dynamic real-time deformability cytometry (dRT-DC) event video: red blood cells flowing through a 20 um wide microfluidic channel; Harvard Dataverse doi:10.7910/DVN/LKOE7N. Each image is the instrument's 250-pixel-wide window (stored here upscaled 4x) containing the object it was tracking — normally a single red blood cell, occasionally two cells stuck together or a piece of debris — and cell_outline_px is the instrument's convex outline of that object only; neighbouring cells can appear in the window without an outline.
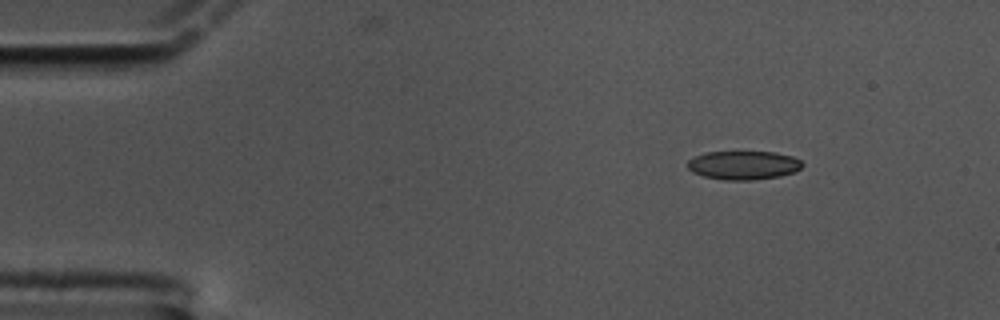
{"species": "common noctule bat (a hibernating species)", "species_latin": "Nyctalus noctula", "temperature_condition": "cold", "stored_images_in_passage": 53, "camera_frame_rate_fps": 3000, "um_per_image_px": 0.085, "animal": {"sex": "male", "body_mass_g": 17.5, "forearm_length_mm": 52.3}, "frame": {"image": 1, "passage_image": 1, "time_ms": 0.0, "image_size_px": [1000, 320], "cell_outline_px": [[804, 164], [800, 168], [792, 172], [780, 176], [752, 180], [724, 180], [704, 176], [692, 172], [688, 168], [688, 160], [696, 156], [708, 152], [776, 152], [792, 156], [800, 160]], "centroid_in_image_um": [63.2, 14.04], "position_along_channel_um": 21.8, "area_um2": 19.07}}
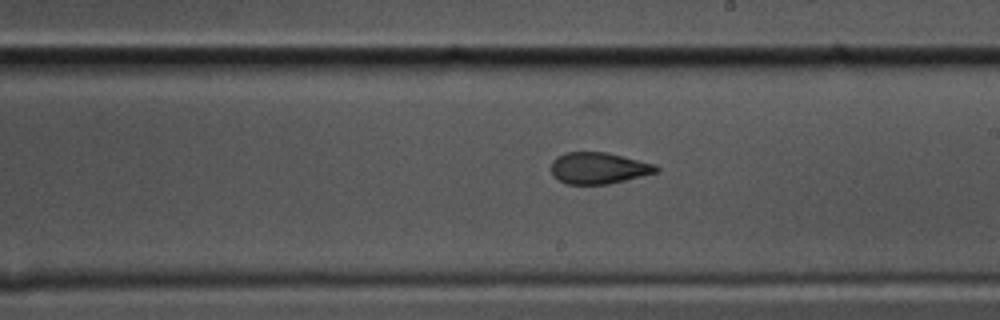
{"frame": {"image": 2, "passage_image": 27, "time_ms": 8.667, "image_size_px": [1000, 320], "cell_outline_px": [[660, 172], [608, 184], [568, 184], [560, 180], [552, 172], [552, 160], [556, 156], [564, 152], [608, 152], [656, 164], [660, 168]], "centroid_in_image_um": [50.93, 14.27], "position_along_channel_um": 238.1, "area_um2": 19.36}}
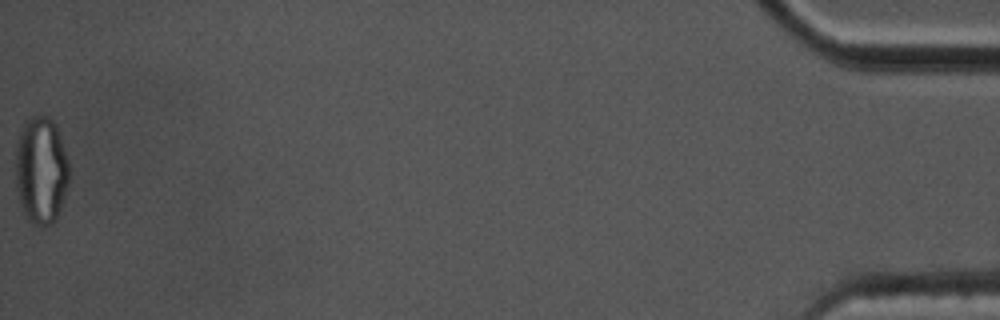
{"frame": {"image": 3, "passage_image": 53, "time_ms": 17.333, "image_size_px": [1000, 320], "cell_outline_px": [[68, 180], [60, 208], [56, 220], [52, 224], [44, 228], [32, 224], [24, 216], [20, 204], [16, 188], [16, 140], [24, 120], [32, 116], [48, 116], [56, 124], [68, 160]], "centroid_in_image_um": [3.46, 14.48], "position_along_channel_um": 431.7, "area_um2": 33.93}, "authors_computed_cell_mechanics": {"area_um2": 20.3456, "velocity_mm_per_s": 3.3812, "shape_relaxation_time_tau1_ms": 8.8614, "shape_relaxation_time_tau2_ms": 1.8711, "deformation_change_tau1": 0.174, "deformation_change_tau2": 0.0678}}